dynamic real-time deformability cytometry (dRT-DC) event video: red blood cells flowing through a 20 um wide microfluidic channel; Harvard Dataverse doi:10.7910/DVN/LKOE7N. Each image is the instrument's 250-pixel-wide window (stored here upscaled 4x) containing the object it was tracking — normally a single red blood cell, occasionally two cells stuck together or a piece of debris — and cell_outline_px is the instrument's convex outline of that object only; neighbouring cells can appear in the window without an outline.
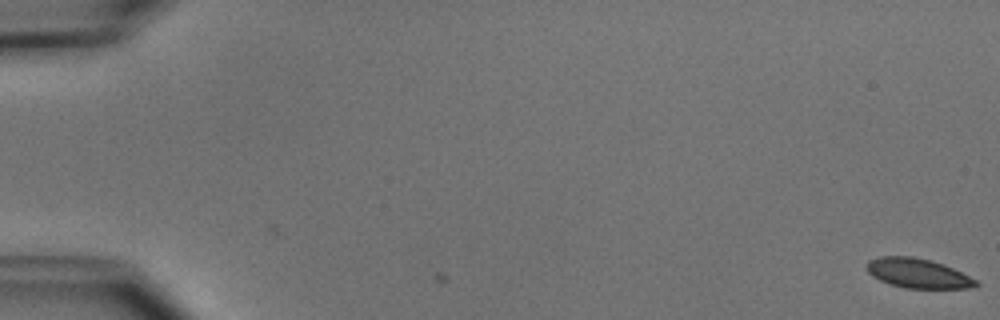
{"species": "common noctule bat (a hibernating species)", "species_latin": "Nyctalus noctula", "temperature_condition": "cold", "stored_images_in_passage": 5, "camera_frame_rate_fps": 3000, "um_per_image_px": 0.085, "animal": {"sex": "male", "body_mass_g": 15.6}, "frame": {"image": 1, "passage_image": 1, "time_ms": 0.0, "image_size_px": [1000, 320], "cell_outline_px": [[980, 284], [968, 288], [904, 288], [880, 280], [872, 276], [864, 268], [864, 264], [868, 260], [880, 256], [912, 256], [932, 260], [944, 264], [976, 280]], "centroid_in_image_um": [77.95, 23.21], "position_along_channel_um": 7.0, "area_um2": 18.84}}
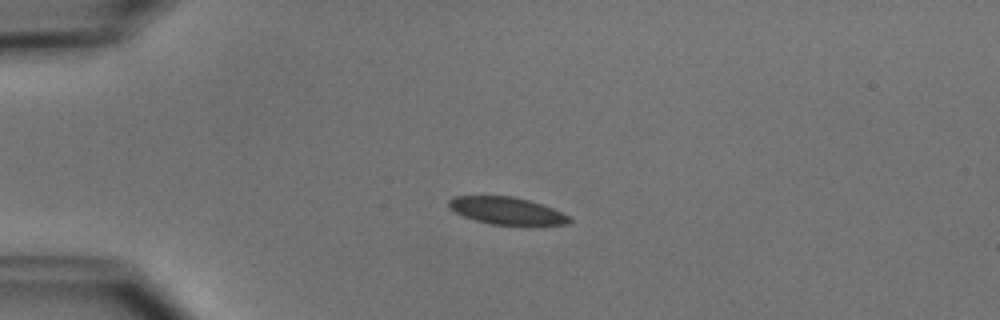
{"frame": {"image": 2, "passage_image": 4, "time_ms": 4.333, "image_size_px": [1000, 320], "cell_outline_px": [[572, 220], [568, 224], [492, 224], [476, 220], [464, 216], [448, 208], [448, 200], [452, 196], [512, 196], [528, 200], [552, 208], [568, 216]], "centroid_in_image_um": [43.01, 17.89], "position_along_channel_um": 42.0, "area_um2": 18.73}}